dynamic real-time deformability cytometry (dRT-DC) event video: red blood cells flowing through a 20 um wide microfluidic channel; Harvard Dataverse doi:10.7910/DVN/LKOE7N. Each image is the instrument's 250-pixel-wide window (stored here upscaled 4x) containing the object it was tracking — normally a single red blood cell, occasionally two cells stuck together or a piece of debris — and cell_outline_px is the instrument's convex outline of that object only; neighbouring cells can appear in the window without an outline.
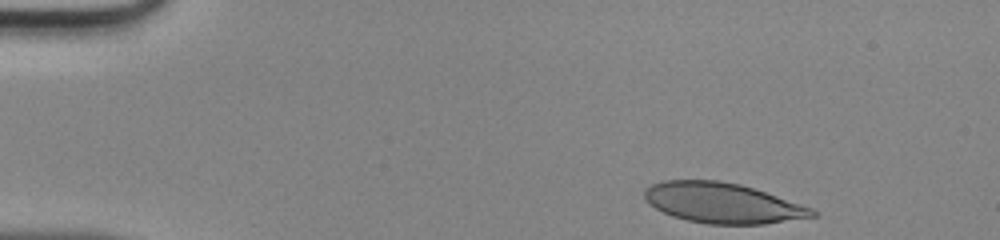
{"species": "human", "species_latin": "Homo sapiens", "temperature_condition": "room temperature", "stored_images_in_passage": 36, "camera_frame_rate_fps": 3000, "um_per_image_px": 0.085, "donor": {"sex": "male"}, "frame": {"image": 1, "passage_image": 1, "time_ms": 0.0, "image_size_px": [1000, 240], "cell_outline_px": [[820, 216], [764, 224], [708, 224], [688, 220], [672, 216], [648, 204], [644, 196], [644, 188], [652, 184], [664, 180], [720, 180], [740, 184], [812, 208]], "centroid_in_image_um": [61.4, 17.25], "position_along_channel_um": 23.6, "area_um2": 39.25}}
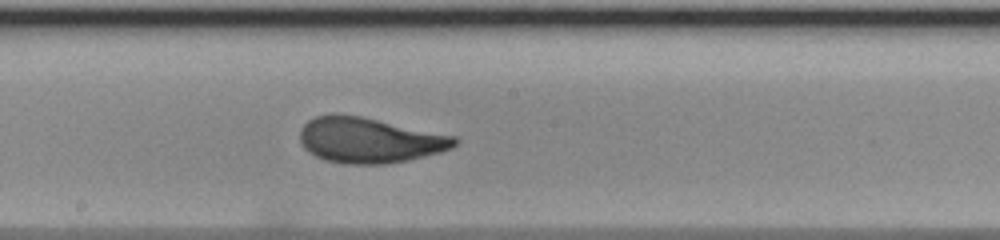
{"frame": {"image": 2, "passage_image": 21, "time_ms": 6.667, "image_size_px": [1000, 240], "cell_outline_px": [[460, 140], [452, 148], [440, 152], [408, 160], [384, 164], [344, 164], [324, 160], [308, 152], [304, 148], [300, 140], [300, 128], [308, 120], [316, 116], [336, 112], [360, 116], [456, 136]], "centroid_in_image_um": [31.37, 11.91], "position_along_channel_um": 216.8, "area_um2": 41.21}}
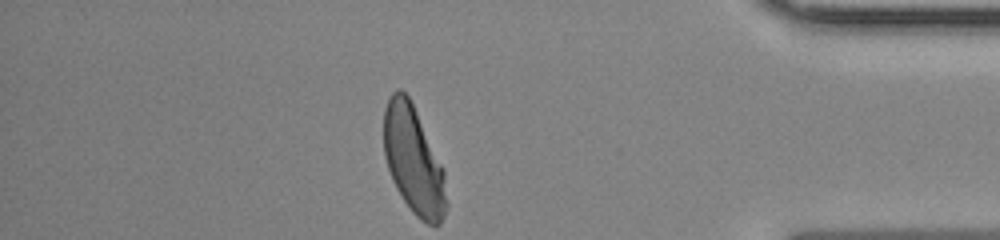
{"frame": {"image": 3, "passage_image": 36, "time_ms": 11.667, "image_size_px": [1000, 240], "cell_outline_px": [[448, 208], [440, 224], [428, 224], [420, 220], [412, 212], [396, 188], [392, 180], [384, 156], [384, 108], [392, 92], [400, 88], [408, 96], [444, 168], [448, 204]], "centroid_in_image_um": [35.16, 13.66], "position_along_channel_um": 400.0, "area_um2": 39.36}}